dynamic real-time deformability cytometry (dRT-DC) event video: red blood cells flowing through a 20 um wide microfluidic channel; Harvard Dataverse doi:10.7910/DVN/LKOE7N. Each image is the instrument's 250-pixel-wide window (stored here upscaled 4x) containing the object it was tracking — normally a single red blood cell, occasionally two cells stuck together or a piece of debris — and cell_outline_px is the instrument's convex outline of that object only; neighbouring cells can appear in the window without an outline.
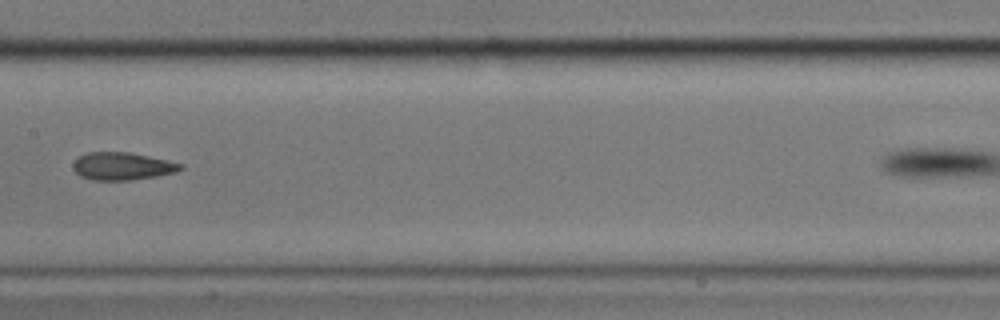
{"species": "common noctule bat (a hibernating species)", "species_latin": "Nyctalus noctula", "temperature_condition": "cold", "stored_images_in_passage": 5, "camera_frame_rate_fps": 3000, "um_per_image_px": 0.085, "animal": {"sex": "male", "body_mass_g": 17.9}, "frame": {"image": 1, "passage_image": 4, "time_ms": 1.0, "image_size_px": [1000, 320], "cell_outline_px": [[184, 168], [176, 172], [156, 176], [132, 180], [92, 180], [80, 176], [72, 168], [72, 164], [80, 156], [88, 152], [128, 152], [168, 160], [184, 164]], "centroid_in_image_um": [10.41, 14.13], "position_along_channel_um": 197.0, "area_um2": 17.34}}
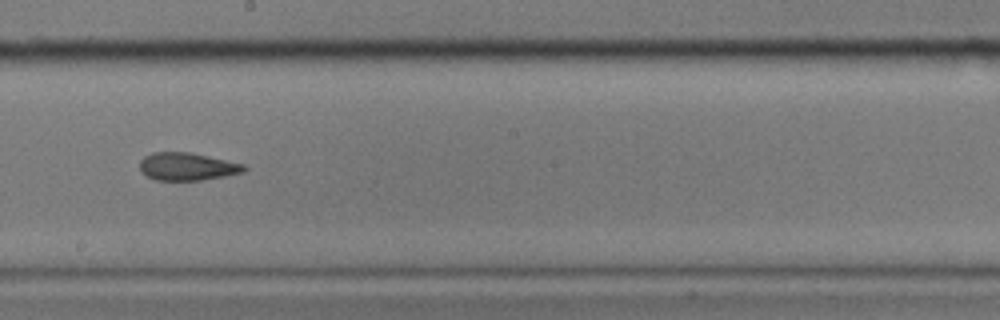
{"frame": {"image": 2, "passage_image": 5, "time_ms": 1.333, "image_size_px": [1000, 320], "cell_outline_px": [[248, 168], [244, 172], [224, 176], [200, 180], [156, 180], [148, 176], [140, 168], [140, 160], [144, 156], [152, 152], [188, 152], [208, 156], [244, 164]], "centroid_in_image_um": [15.92, 14.15], "position_along_channel_um": 232.3, "area_um2": 16.7}}